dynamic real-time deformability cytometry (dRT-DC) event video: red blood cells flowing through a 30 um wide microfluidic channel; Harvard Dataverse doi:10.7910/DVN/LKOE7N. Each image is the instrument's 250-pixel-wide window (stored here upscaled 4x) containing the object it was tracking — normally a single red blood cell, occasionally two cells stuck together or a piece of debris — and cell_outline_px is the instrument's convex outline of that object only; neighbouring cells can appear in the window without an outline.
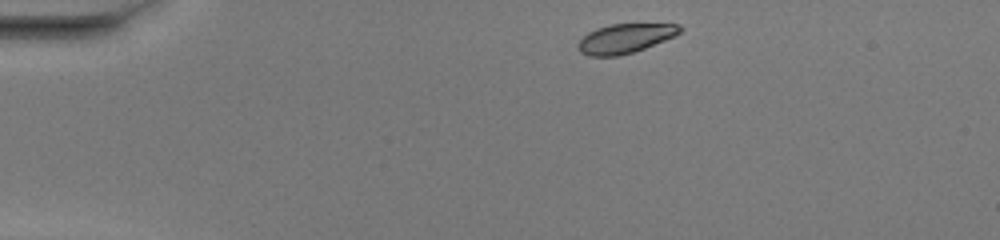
{"species": "common noctule bat (a hibernating species)", "species_latin": "Nyctalus noctula", "temperature_condition": "warm", "stored_images_in_passage": 42, "camera_frame_rate_fps": 3000, "um_per_image_px": 0.085, "animal": {"sex": "female", "body_mass_g": 20.0, "forearm_length_mm": 54.0}, "frame": {"image": 1, "passage_image": 1, "time_ms": 0.0, "image_size_px": [1000, 240], "cell_outline_px": [[684, 28], [676, 36], [644, 48], [620, 56], [588, 56], [580, 52], [576, 44], [588, 32], [596, 28], [612, 24], [680, 24]], "centroid_in_image_um": [53.14, 3.27], "position_along_channel_um": 31.9, "area_um2": 17.46}}
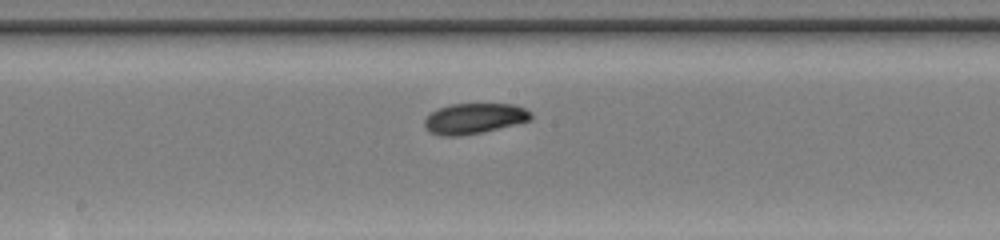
{"frame": {"image": 2, "passage_image": 19, "time_ms": 6.0, "image_size_px": [1000, 240], "cell_outline_px": [[532, 120], [516, 124], [480, 132], [460, 136], [440, 136], [428, 132], [424, 128], [424, 120], [432, 112], [440, 108], [452, 104], [516, 104], [532, 112]], "centroid_in_image_um": [40.31, 10.08], "position_along_channel_um": 207.9, "area_um2": 18.96}}
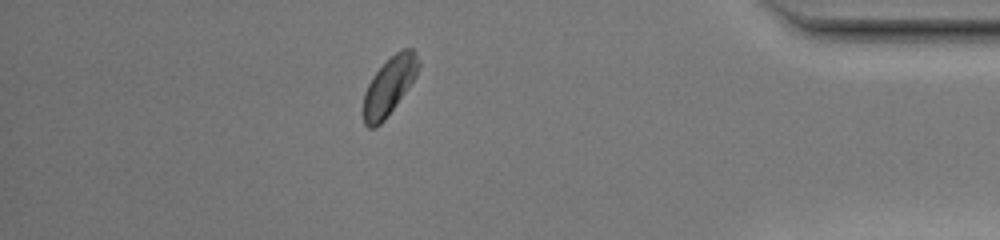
{"frame": {"image": 3, "passage_image": 36, "time_ms": 11.667, "image_size_px": [1000, 240], "cell_outline_px": [[420, 64], [416, 76], [408, 88], [384, 120], [376, 128], [368, 128], [364, 124], [364, 92], [372, 76], [400, 48], [412, 48], [420, 60]], "centroid_in_image_um": [33.09, 7.3], "position_along_channel_um": 402.1, "area_um2": 18.32}, "authors_computed_cell_mechanics": {"area_um2": 18.6405, "velocity_mm_per_s": 4.0536, "shape_relaxation_time_tau1_ms": 5.021, "shape_relaxation_time_tau2_ms": null, "deformation_change_tau1": 0.0971, "deformation_change_tau2": null}}